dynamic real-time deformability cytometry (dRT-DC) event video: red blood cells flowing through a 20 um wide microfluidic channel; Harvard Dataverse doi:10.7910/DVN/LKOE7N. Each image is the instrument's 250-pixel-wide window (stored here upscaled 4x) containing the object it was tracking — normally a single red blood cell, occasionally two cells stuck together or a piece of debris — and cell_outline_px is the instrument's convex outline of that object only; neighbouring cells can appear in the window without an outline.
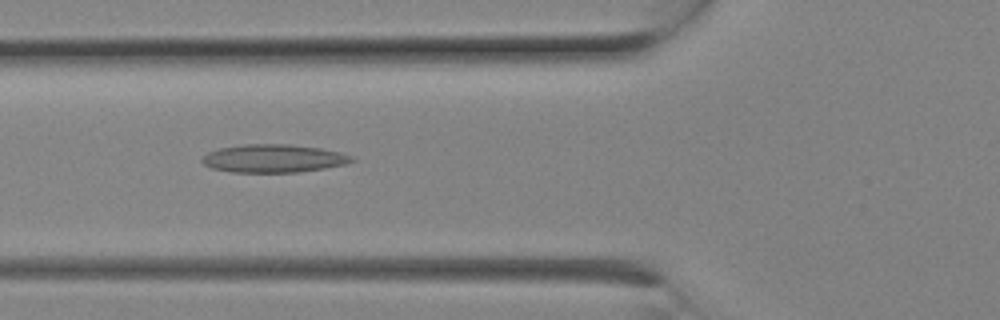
{"species": "Egyptian fruit bat (a non-hibernating species)", "species_latin": "Rousettus aegyptiacus", "temperature_condition": "room temperature", "stored_images_in_passage": 5, "camera_frame_rate_fps": 3000, "um_per_image_px": 0.085, "animal": {"sex": "female"}, "frame": {"image": 1, "passage_image": 4, "time_ms": 1.0, "image_size_px": [1000, 320], "cell_outline_px": [[356, 160], [344, 164], [324, 168], [296, 172], [232, 172], [212, 168], [204, 164], [200, 160], [208, 152], [220, 148], [244, 144], [292, 144], [320, 148], [340, 152], [352, 156]], "centroid_in_image_um": [23.25, 13.46], "position_along_channel_um": 102.6, "area_um2": 24.39}}
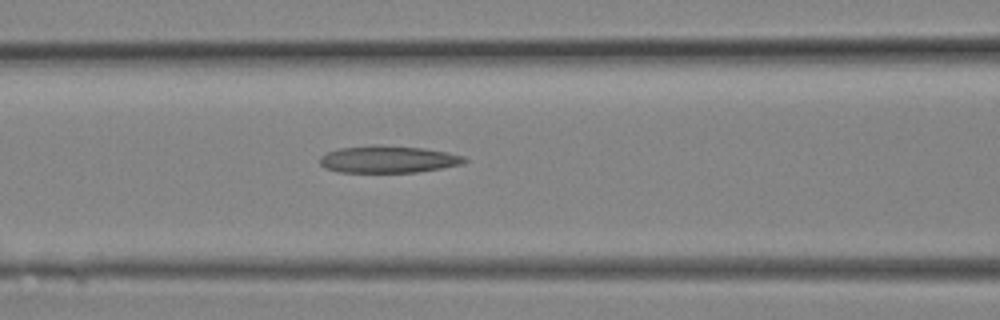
{"frame": {"image": 2, "passage_image": 5, "time_ms": 1.333, "image_size_px": [1000, 320], "cell_outline_px": [[468, 160], [464, 164], [416, 172], [340, 172], [324, 168], [320, 164], [320, 156], [328, 152], [340, 148], [376, 144], [424, 148], [448, 152], [464, 156]], "centroid_in_image_um": [33.01, 13.53], "position_along_channel_um": 133.6, "area_um2": 22.95}}